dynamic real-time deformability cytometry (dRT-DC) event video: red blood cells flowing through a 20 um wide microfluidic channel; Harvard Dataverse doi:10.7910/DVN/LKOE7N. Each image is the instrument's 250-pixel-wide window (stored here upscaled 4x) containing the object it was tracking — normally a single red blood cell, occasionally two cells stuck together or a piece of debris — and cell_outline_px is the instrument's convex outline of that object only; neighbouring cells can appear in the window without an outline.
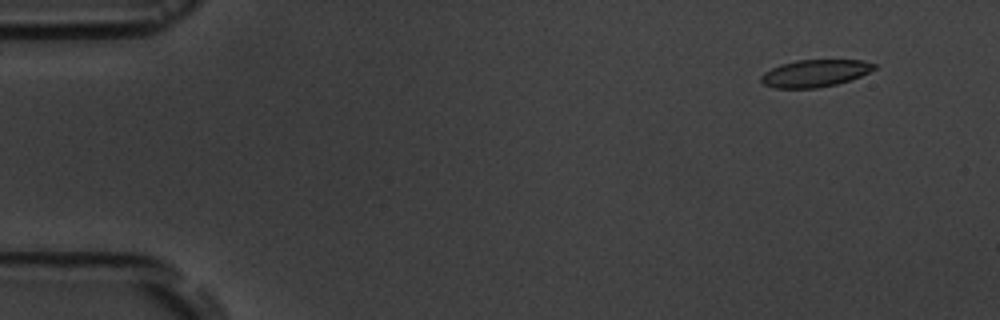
{"species": "common noctule bat (a hibernating species)", "species_latin": "Nyctalus noctula", "temperature_condition": "room temperature", "stored_images_in_passage": 9, "camera_frame_rate_fps": 3000, "um_per_image_px": 0.085, "animal": {"sex": "male", "body_mass_g": 19.5, "forearm_length_mm": 54.6}, "frame": {"image": 1, "passage_image": 2, "time_ms": 1.0, "image_size_px": [1000, 320], "cell_outline_px": [[876, 68], [860, 76], [836, 84], [816, 88], [772, 88], [764, 84], [760, 80], [760, 76], [764, 72], [780, 64], [796, 60], [864, 60], [876, 64]], "centroid_in_image_um": [69.24, 6.22], "position_along_channel_um": 15.8, "area_um2": 17.92}}
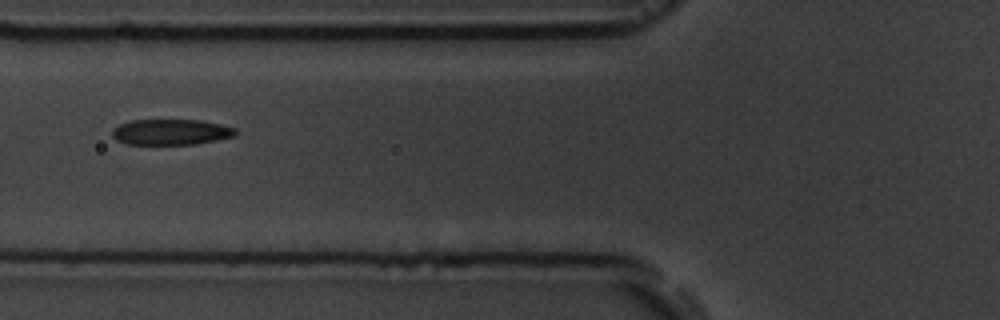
{"frame": {"image": 2, "passage_image": 7, "time_ms": 6.667, "image_size_px": [1000, 320], "cell_outline_px": [[236, 136], [196, 144], [128, 144], [116, 140], [112, 136], [112, 128], [120, 124], [132, 120], [200, 120], [220, 124], [236, 128]], "centroid_in_image_um": [14.53, 11.22], "position_along_channel_um": 111.3, "area_um2": 18.5}}
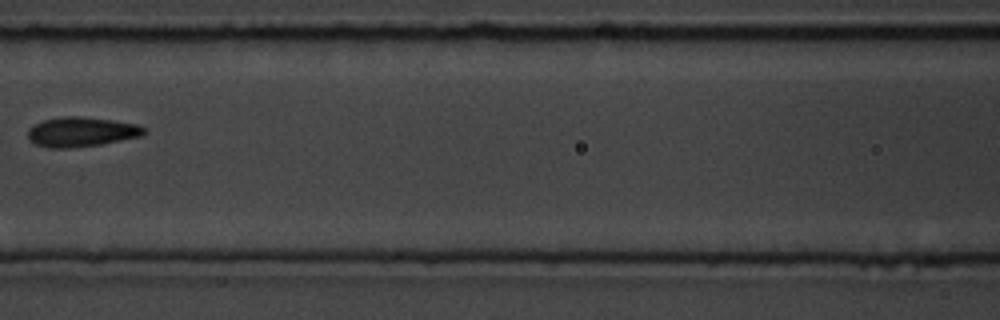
{"frame": {"image": 3, "passage_image": 8, "time_ms": 8.0, "image_size_px": [1000, 320], "cell_outline_px": [[148, 132], [140, 136], [100, 144], [68, 148], [52, 148], [36, 144], [28, 140], [28, 128], [32, 124], [44, 120], [64, 116], [76, 116], [112, 120], [136, 124], [144, 128]], "centroid_in_image_um": [6.87, 11.2], "position_along_channel_um": 159.7, "area_um2": 19.94}}